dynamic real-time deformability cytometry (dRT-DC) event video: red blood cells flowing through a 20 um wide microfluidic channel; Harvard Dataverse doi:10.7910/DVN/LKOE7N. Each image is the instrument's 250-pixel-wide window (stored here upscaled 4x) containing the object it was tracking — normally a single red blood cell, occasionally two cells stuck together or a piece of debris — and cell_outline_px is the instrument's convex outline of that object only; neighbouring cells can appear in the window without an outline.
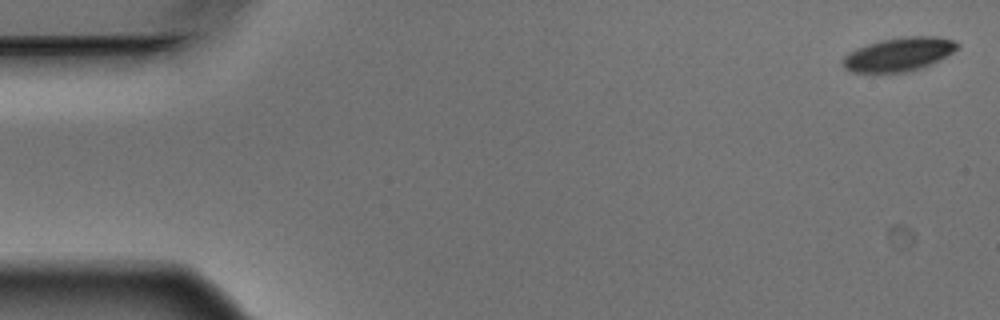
{"species": "Egyptian fruit bat (a non-hibernating species)", "species_latin": "Rousettus aegyptiacus", "temperature_condition": "warm", "stored_images_in_passage": 6, "camera_frame_rate_fps": 3000, "um_per_image_px": 0.085, "animal": {"sex": "male"}, "frame": {"image": 1, "passage_image": 1, "time_ms": 0.0, "image_size_px": [1000, 320], "cell_outline_px": [[960, 44], [952, 52], [920, 68], [904, 72], [852, 72], [844, 68], [844, 56], [848, 52], [856, 48], [880, 40], [908, 36], [936, 36], [952, 40]], "centroid_in_image_um": [76.36, 4.6], "position_along_channel_um": 8.6, "area_um2": 21.96}}
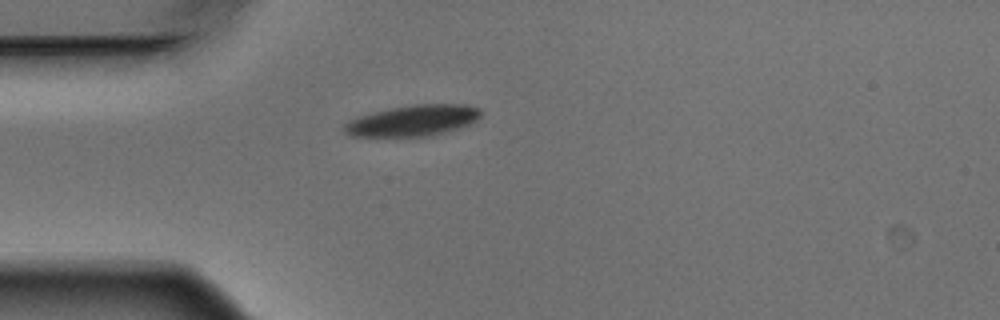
{"frame": {"image": 2, "passage_image": 5, "time_ms": 1.333, "image_size_px": [1000, 320], "cell_outline_px": [[480, 116], [476, 120], [468, 124], [456, 128], [428, 136], [352, 136], [344, 132], [340, 128], [348, 120], [356, 116], [372, 112], [412, 104], [468, 104], [480, 108]], "centroid_in_image_um": [35.03, 10.23], "position_along_channel_um": 50.0, "area_um2": 24.62}}